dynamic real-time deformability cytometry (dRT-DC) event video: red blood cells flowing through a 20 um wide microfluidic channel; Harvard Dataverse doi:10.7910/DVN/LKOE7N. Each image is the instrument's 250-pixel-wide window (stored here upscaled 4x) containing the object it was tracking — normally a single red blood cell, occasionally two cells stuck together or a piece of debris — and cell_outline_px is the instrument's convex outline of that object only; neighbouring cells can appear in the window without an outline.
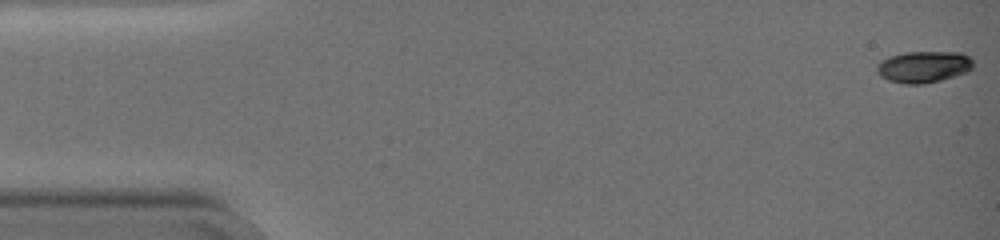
{"species": "common noctule bat (a hibernating species)", "species_latin": "Nyctalus noctula", "temperature_condition": "warm", "stored_images_in_passage": 59, "camera_frame_rate_fps": 3000, "um_per_image_px": 0.085, "animal": {"sex": "female", "body_mass_g": 19.0, "forearm_length_mm": 51.5}, "frame": {"image": 1, "passage_image": 1, "time_ms": 0.0, "image_size_px": [1000, 240], "cell_outline_px": [[972, 68], [968, 72], [940, 80], [924, 84], [904, 84], [888, 80], [880, 76], [876, 72], [876, 64], [880, 60], [888, 56], [904, 52], [960, 52], [968, 56], [972, 60]], "centroid_in_image_um": [78.46, 5.68], "position_along_channel_um": 6.5, "area_um2": 17.92}}
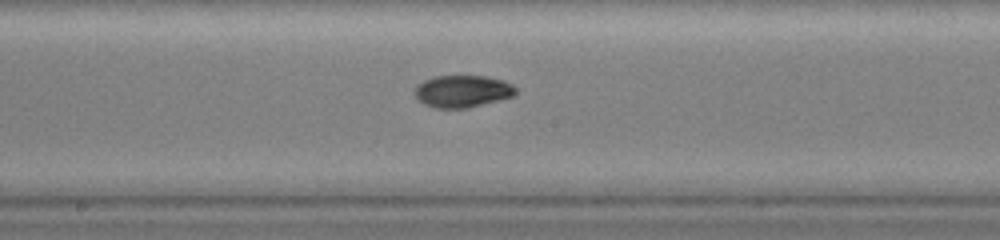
{"frame": {"image": 2, "passage_image": 32, "time_ms": 10.333, "image_size_px": [1000, 240], "cell_outline_px": [[516, 92], [512, 96], [500, 100], [468, 108], [436, 108], [424, 104], [416, 100], [416, 88], [424, 80], [436, 76], [488, 76], [504, 80], [512, 84], [516, 88]], "centroid_in_image_um": [39.33, 7.76], "position_along_channel_um": 208.9, "area_um2": 18.9}}
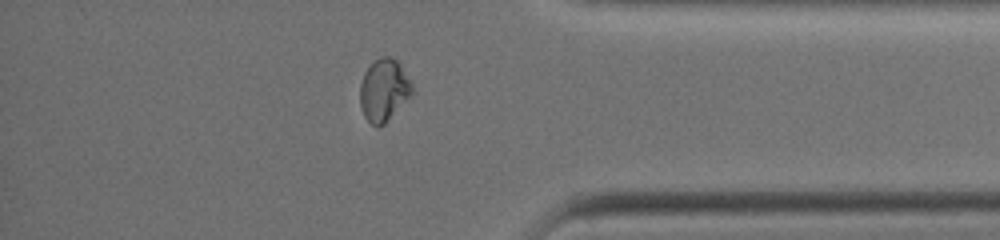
{"frame": {"image": 3, "passage_image": 50, "time_ms": 16.333, "image_size_px": [1000, 240], "cell_outline_px": [[412, 96], [384, 124], [376, 128], [364, 116], [360, 104], [360, 84], [364, 72], [380, 56], [388, 56], [396, 60], [400, 64], [412, 84]], "centroid_in_image_um": [32.63, 7.68], "position_along_channel_um": 402.6, "area_um2": 18.84}, "authors_computed_cell_mechanics": {"area_um2": 18.4382, "velocity_mm_per_s": 3.3491, "shape_relaxation_time_tau1_ms": 9.5842, "shape_relaxation_time_tau2_ms": 2.3686, "deformation_change_tau1": 0.2561, "deformation_change_tau2": 0.0335}}